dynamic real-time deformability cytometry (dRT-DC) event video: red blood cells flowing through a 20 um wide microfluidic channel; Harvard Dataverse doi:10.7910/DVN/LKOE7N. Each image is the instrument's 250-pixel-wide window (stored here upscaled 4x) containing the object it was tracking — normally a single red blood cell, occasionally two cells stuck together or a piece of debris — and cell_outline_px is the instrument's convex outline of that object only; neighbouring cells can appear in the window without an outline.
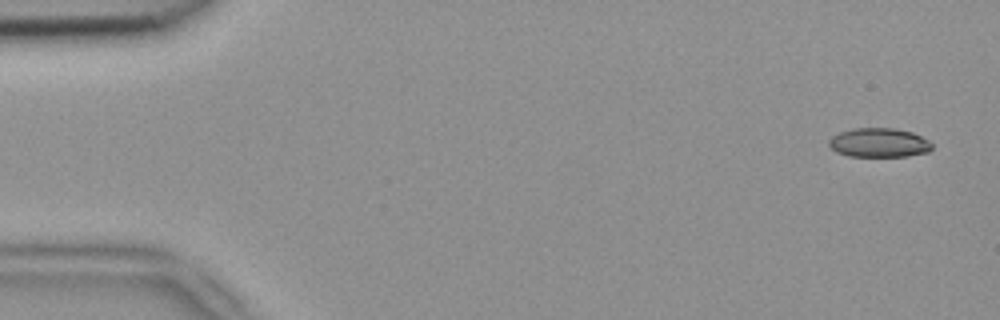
{"species": "common noctule bat (a hibernating species)", "species_latin": "Nyctalus noctula", "temperature_condition": "room temperature", "stored_images_in_passage": 6, "camera_frame_rate_fps": 3000, "um_per_image_px": 0.085, "animal": {"sex": "female", "body_mass_g": 18.4}, "frame": {"image": 1, "passage_image": 1, "time_ms": 0.0, "image_size_px": [1000, 320], "cell_outline_px": [[932, 148], [928, 152], [908, 156], [848, 156], [836, 152], [828, 144], [828, 140], [832, 136], [840, 132], [852, 128], [896, 128], [912, 132], [928, 140], [932, 144]], "centroid_in_image_um": [74.7, 12.12], "position_along_channel_um": 10.3, "area_um2": 17.57}}
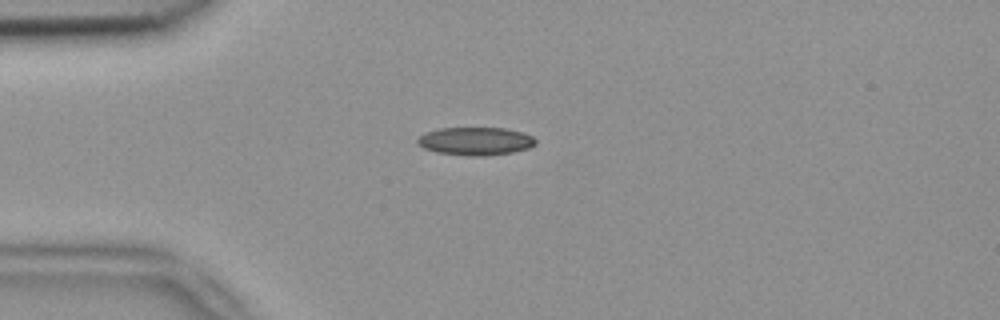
{"frame": {"image": 2, "passage_image": 3, "time_ms": 0.667, "image_size_px": [1000, 320], "cell_outline_px": [[536, 144], [528, 148], [512, 152], [488, 156], [468, 156], [436, 152], [424, 148], [416, 140], [424, 132], [440, 128], [504, 128], [524, 132], [532, 136], [536, 140]], "centroid_in_image_um": [40.43, 12.0], "position_along_channel_um": 44.6, "area_um2": 19.36}}
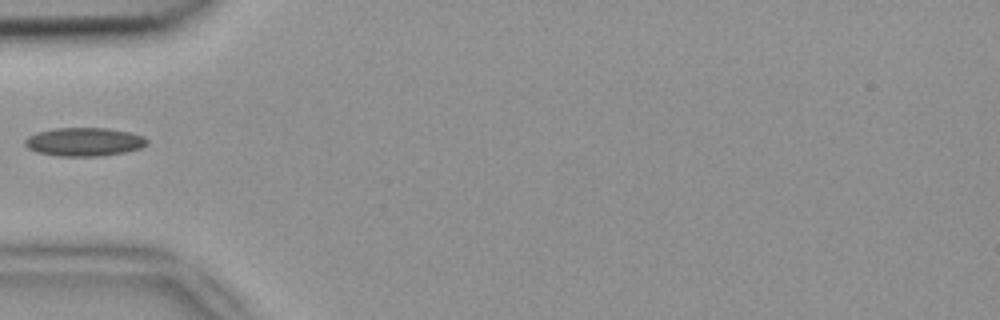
{"frame": {"image": 3, "passage_image": 4, "time_ms": 1.0, "image_size_px": [1000, 320], "cell_outline_px": [[148, 144], [140, 148], [124, 152], [100, 156], [60, 156], [36, 152], [28, 148], [24, 144], [24, 140], [28, 136], [36, 132], [56, 128], [108, 128], [128, 132], [144, 136], [148, 140]], "centroid_in_image_um": [7.14, 12.05], "position_along_channel_um": 77.9, "area_um2": 20.29}}